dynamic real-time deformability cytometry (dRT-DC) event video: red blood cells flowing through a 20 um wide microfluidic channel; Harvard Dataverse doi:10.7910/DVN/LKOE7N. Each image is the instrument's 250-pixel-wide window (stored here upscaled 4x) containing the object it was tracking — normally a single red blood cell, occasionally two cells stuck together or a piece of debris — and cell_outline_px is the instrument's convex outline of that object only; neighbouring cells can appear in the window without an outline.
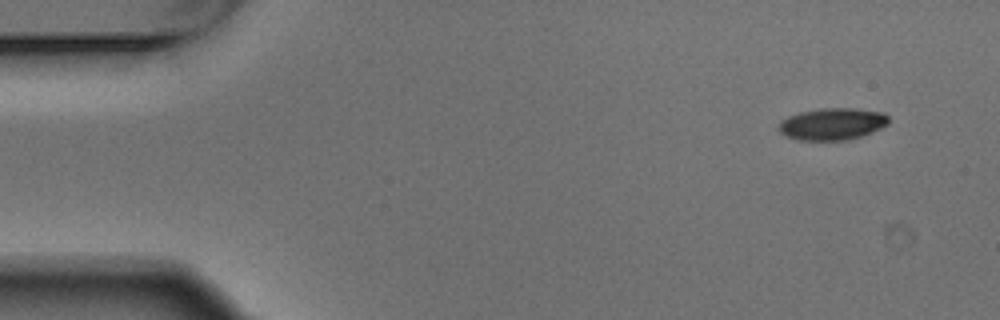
{"species": "Egyptian fruit bat (a non-hibernating species)", "species_latin": "Rousettus aegyptiacus", "temperature_condition": "warm", "stored_images_in_passage": 5, "camera_frame_rate_fps": 3000, "um_per_image_px": 0.085, "animal": {"sex": "male"}, "frame": {"image": 1, "passage_image": 1, "time_ms": 0.0, "image_size_px": [1000, 320], "cell_outline_px": [[888, 124], [872, 132], [848, 140], [800, 140], [788, 136], [780, 132], [780, 120], [788, 116], [800, 112], [820, 108], [856, 108], [884, 112], [888, 116]], "centroid_in_image_um": [70.77, 10.52], "position_along_channel_um": 14.2, "area_um2": 20.4}}
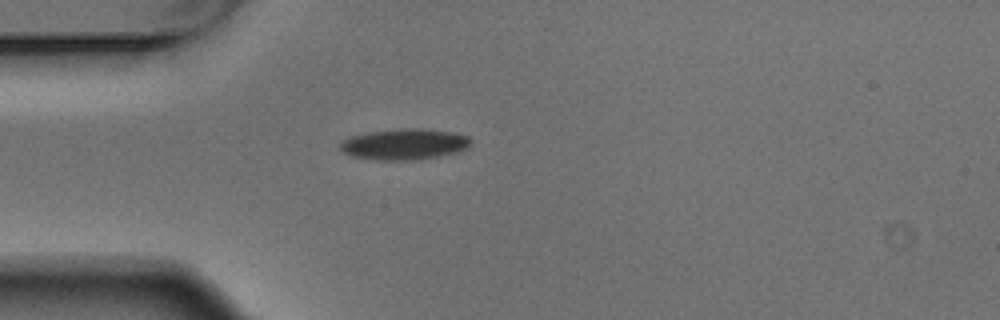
{"frame": {"image": 2, "passage_image": 4, "time_ms": 1.0, "image_size_px": [1000, 320], "cell_outline_px": [[472, 140], [464, 148], [456, 152], [436, 156], [412, 160], [380, 160], [352, 156], [344, 152], [340, 148], [340, 144], [344, 140], [352, 136], [372, 132], [412, 128], [420, 128], [456, 132], [468, 136]], "centroid_in_image_um": [34.39, 12.25], "position_along_channel_um": 50.6, "area_um2": 23.0}}